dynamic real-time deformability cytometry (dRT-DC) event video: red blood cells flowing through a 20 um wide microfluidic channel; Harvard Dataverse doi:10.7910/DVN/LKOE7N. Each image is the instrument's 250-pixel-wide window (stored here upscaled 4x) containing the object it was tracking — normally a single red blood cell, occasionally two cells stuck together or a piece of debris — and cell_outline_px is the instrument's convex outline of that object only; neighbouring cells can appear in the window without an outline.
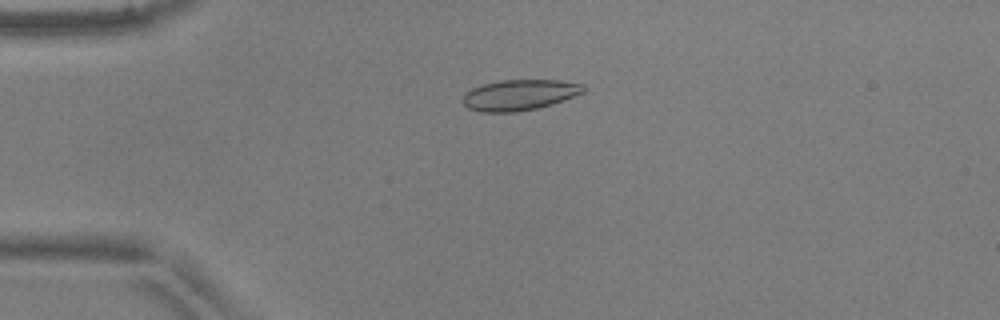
{"species": "common noctule bat (a hibernating species)", "species_latin": "Nyctalus noctula", "temperature_condition": "warm", "stored_images_in_passage": 40, "camera_frame_rate_fps": 3000, "um_per_image_px": 0.085, "animal": {"sex": "male", "body_mass_g": 17.9, "forearm_length_mm": 54.2}, "frame": {"image": 1, "passage_image": 1, "time_ms": 0.0, "image_size_px": [1000, 320], "cell_outline_px": [[584, 92], [552, 104], [536, 108], [516, 112], [480, 112], [468, 108], [460, 100], [464, 92], [480, 84], [500, 80], [560, 80], [584, 84]], "centroid_in_image_um": [44.09, 8.06], "position_along_channel_um": 40.9, "area_um2": 21.79}}
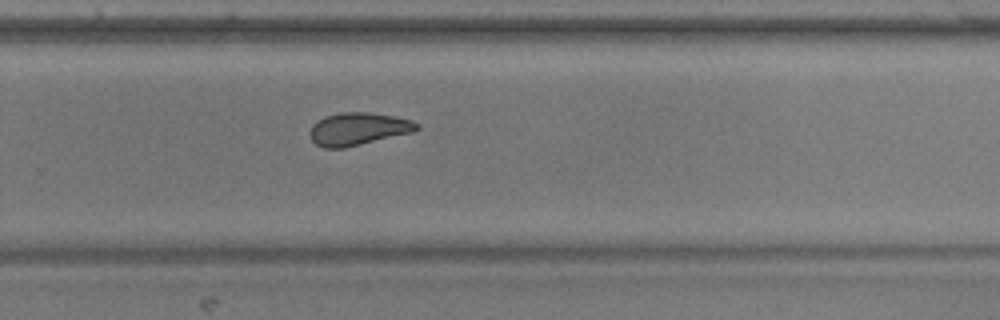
{"frame": {"image": 2, "passage_image": 23, "time_ms": 7.333, "image_size_px": [1000, 320], "cell_outline_px": [[420, 128], [412, 132], [344, 148], [324, 148], [316, 144], [312, 140], [308, 132], [312, 124], [316, 120], [324, 116], [344, 112], [368, 112], [392, 116], [412, 120], [420, 124]], "centroid_in_image_um": [30.41, 10.95], "position_along_channel_um": 299.4, "area_um2": 20.35}}
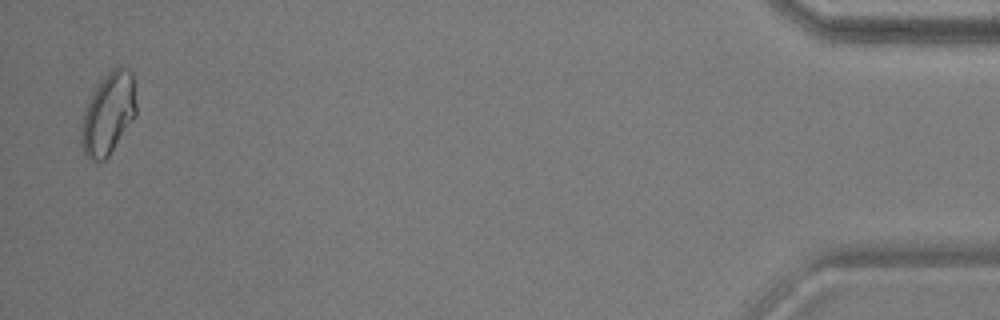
{"frame": {"image": 3, "passage_image": 39, "time_ms": 12.667, "image_size_px": [1000, 320], "cell_outline_px": [[136, 116], [108, 156], [104, 160], [88, 160], [84, 156], [80, 144], [80, 124], [84, 112], [100, 80], [112, 68], [120, 64], [128, 68], [132, 72], [136, 104]], "centroid_in_image_um": [9.2, 9.67], "position_along_channel_um": 426.0, "area_um2": 26.36}, "authors_computed_cell_mechanics": {"area_um2": 20.808, "velocity_mm_per_s": 3.9185, "shape_relaxation_time_tau1_ms": 8.9028, "shape_relaxation_time_tau2_ms": 1.8234, "deformation_change_tau1": 0.1817, "deformation_change_tau2": 0.0745}}